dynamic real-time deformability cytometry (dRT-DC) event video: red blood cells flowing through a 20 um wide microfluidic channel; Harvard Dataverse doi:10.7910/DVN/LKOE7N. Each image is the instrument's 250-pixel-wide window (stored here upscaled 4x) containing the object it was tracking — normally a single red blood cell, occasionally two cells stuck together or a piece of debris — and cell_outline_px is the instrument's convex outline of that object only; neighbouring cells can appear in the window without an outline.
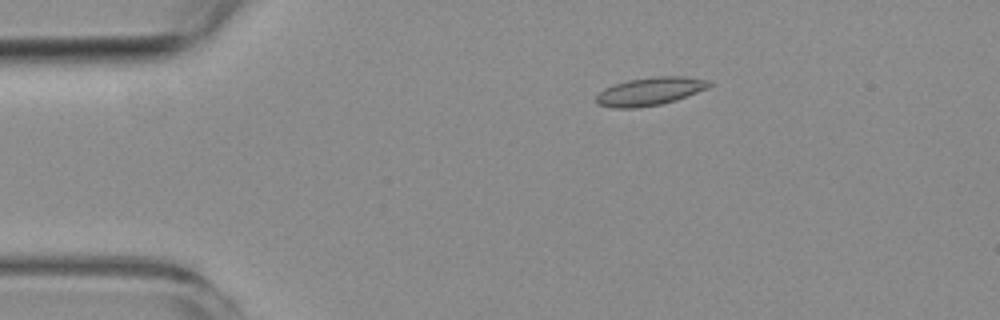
{"species": "common noctule bat (a hibernating species)", "species_latin": "Nyctalus noctula", "temperature_condition": "room temperature", "stored_images_in_passage": 5, "camera_frame_rate_fps": 3000, "um_per_image_px": 0.085, "animal": {"sex": "female", "body_mass_g": 19.3, "forearm_length_mm": 54.1}, "frame": {"image": 1, "passage_image": 1, "time_ms": 0.0, "image_size_px": [1000, 320], "cell_outline_px": [[712, 84], [708, 88], [676, 100], [660, 104], [636, 108], [612, 108], [596, 104], [596, 96], [604, 88], [628, 80], [656, 76], [684, 76], [708, 80]], "centroid_in_image_um": [55.24, 7.77], "position_along_channel_um": 29.8, "area_um2": 18.44}}
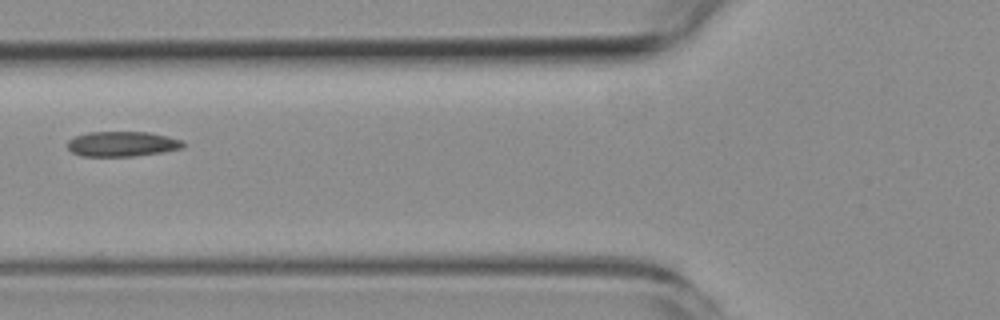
{"frame": {"image": 2, "passage_image": 4, "time_ms": 3.667, "image_size_px": [1000, 320], "cell_outline_px": [[184, 148], [164, 152], [132, 156], [80, 156], [72, 152], [68, 148], [68, 140], [76, 136], [88, 132], [148, 132], [168, 136], [180, 140], [184, 144]], "centroid_in_image_um": [10.39, 12.24], "position_along_channel_um": 115.4, "area_um2": 16.88}}
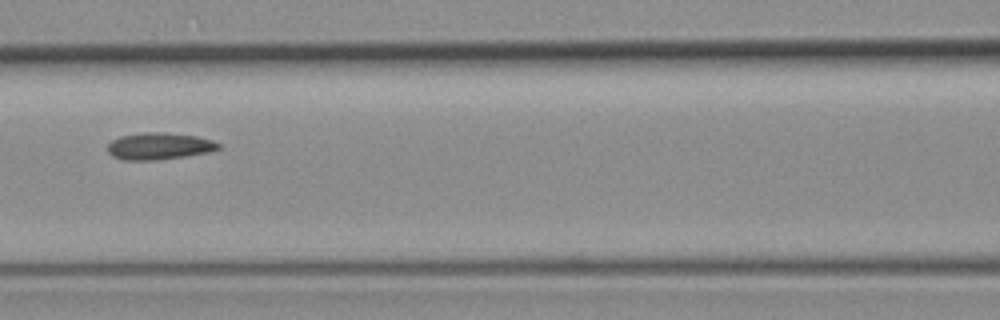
{"frame": {"image": 3, "passage_image": 5, "time_ms": 4.667, "image_size_px": [1000, 320], "cell_outline_px": [[220, 148], [208, 152], [184, 156], [156, 160], [124, 160], [112, 156], [108, 152], [108, 144], [112, 140], [120, 136], [144, 132], [164, 132], [196, 136], [212, 140], [220, 144]], "centroid_in_image_um": [13.5, 12.42], "position_along_channel_um": 153.1, "area_um2": 17.28}}